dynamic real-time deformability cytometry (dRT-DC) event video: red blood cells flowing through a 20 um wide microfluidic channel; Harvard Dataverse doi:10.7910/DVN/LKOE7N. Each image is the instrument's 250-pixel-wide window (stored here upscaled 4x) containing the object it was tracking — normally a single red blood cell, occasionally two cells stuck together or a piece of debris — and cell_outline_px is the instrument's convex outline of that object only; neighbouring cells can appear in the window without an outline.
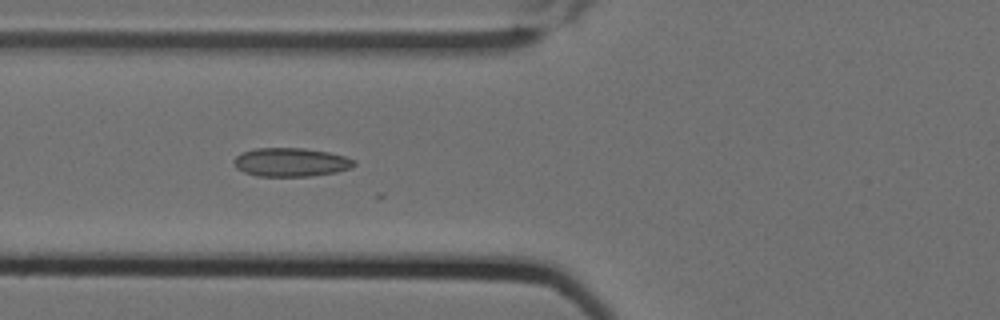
{"species": "Egyptian fruit bat (a non-hibernating species)", "species_latin": "Rousettus aegyptiacus", "temperature_condition": "cold", "stored_images_in_passage": 8, "camera_frame_rate_fps": 3000, "um_per_image_px": 0.085, "animal": {"sex": "female"}, "frame": {"image": 1, "passage_image": 7, "time_ms": 2.0, "image_size_px": [1000, 320], "cell_outline_px": [[356, 164], [352, 168], [336, 172], [312, 176], [256, 176], [244, 172], [236, 168], [232, 160], [240, 152], [256, 148], [304, 148], [328, 152], [344, 156], [356, 160]], "centroid_in_image_um": [24.71, 13.79], "position_along_channel_um": 101.1, "area_um2": 20.29}}
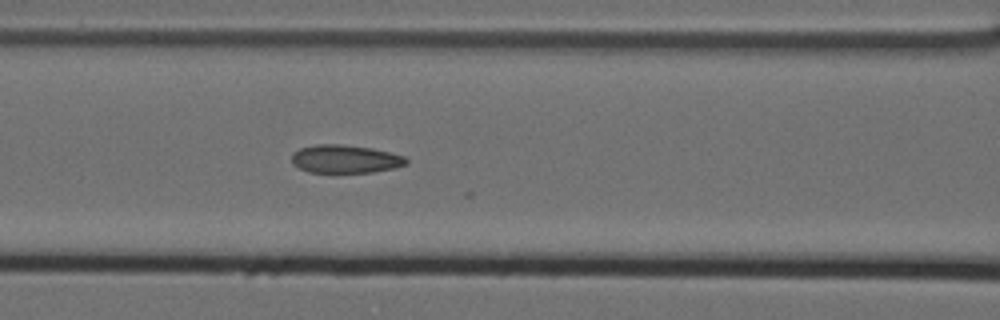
{"frame": {"image": 2, "passage_image": 8, "time_ms": 2.333, "image_size_px": [1000, 320], "cell_outline_px": [[408, 164], [396, 168], [372, 172], [308, 172], [292, 164], [292, 152], [300, 148], [316, 144], [340, 144], [372, 148], [404, 156], [408, 160]], "centroid_in_image_um": [29.34, 13.51], "position_along_channel_um": 137.3, "area_um2": 18.84}}